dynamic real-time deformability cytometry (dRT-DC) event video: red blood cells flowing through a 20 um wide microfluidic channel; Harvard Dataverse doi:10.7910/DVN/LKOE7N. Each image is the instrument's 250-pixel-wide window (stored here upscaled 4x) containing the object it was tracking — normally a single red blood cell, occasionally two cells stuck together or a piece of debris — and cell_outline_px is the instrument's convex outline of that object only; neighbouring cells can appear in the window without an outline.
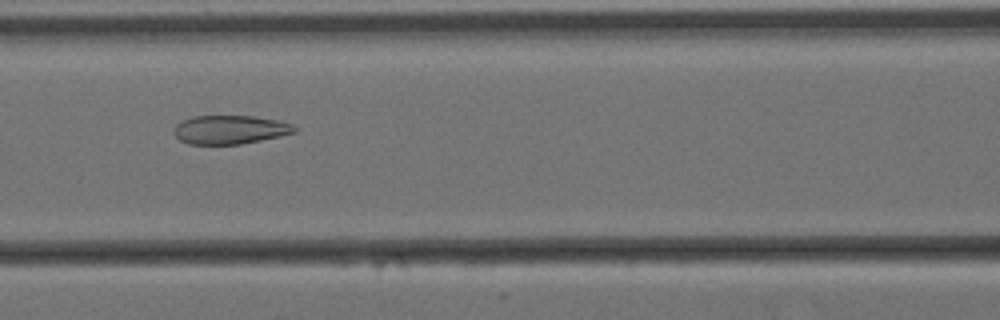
{"species": "Egyptian fruit bat (a non-hibernating species)", "species_latin": "Rousettus aegyptiacus", "temperature_condition": "cold", "stored_images_in_passage": 7, "camera_frame_rate_fps": 3000, "um_per_image_px": 0.085, "animal": {"sex": "female"}, "frame": {"image": 1, "passage_image": 6, "time_ms": 1.667, "image_size_px": [1000, 320], "cell_outline_px": [[296, 132], [280, 136], [240, 144], [188, 144], [180, 140], [172, 132], [172, 128], [180, 120], [196, 116], [252, 116], [276, 120], [292, 124], [296, 128]], "centroid_in_image_um": [19.49, 11.02], "position_along_channel_um": 147.1, "area_um2": 20.17}}
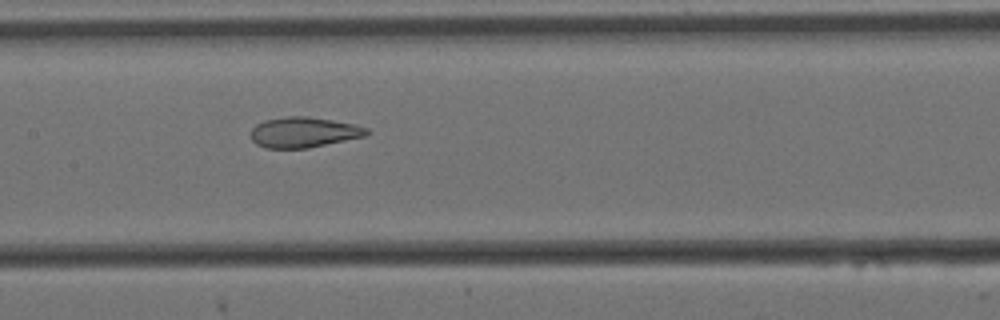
{"frame": {"image": 2, "passage_image": 7, "time_ms": 2.0, "image_size_px": [1000, 320], "cell_outline_px": [[368, 132], [364, 136], [308, 148], [264, 148], [256, 144], [252, 140], [252, 128], [256, 124], [264, 120], [284, 116], [308, 116], [356, 124], [368, 128]], "centroid_in_image_um": [25.79, 11.23], "position_along_channel_um": 181.6, "area_um2": 20.52}}